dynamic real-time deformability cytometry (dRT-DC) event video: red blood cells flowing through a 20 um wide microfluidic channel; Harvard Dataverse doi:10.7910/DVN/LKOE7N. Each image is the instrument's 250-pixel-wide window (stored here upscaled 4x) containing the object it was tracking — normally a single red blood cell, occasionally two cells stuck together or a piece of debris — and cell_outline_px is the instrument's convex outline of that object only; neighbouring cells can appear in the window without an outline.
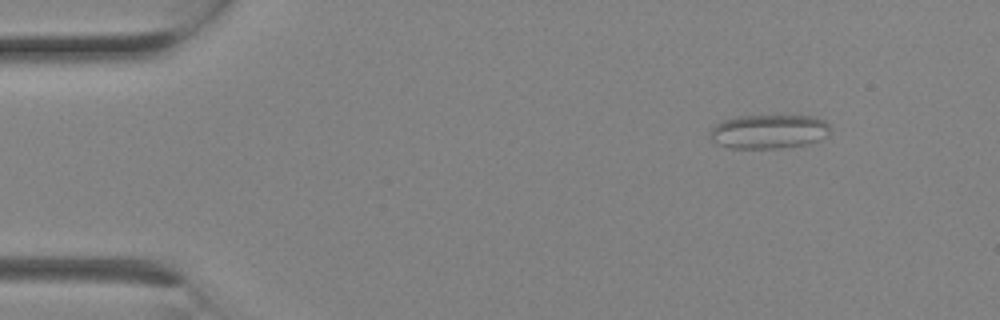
{"species": "Egyptian fruit bat (a non-hibernating species)", "species_latin": "Rousettus aegyptiacus", "temperature_condition": "room temperature", "stored_images_in_passage": 2, "camera_frame_rate_fps": 3000, "um_per_image_px": 0.085, "animal": {"sex": "female"}, "frame": {"image": 1, "passage_image": 1, "time_ms": 0.0, "image_size_px": [1000, 320], "cell_outline_px": [[828, 132], [824, 136], [808, 144], [780, 148], [728, 148], [716, 144], [712, 140], [712, 128], [716, 124], [724, 120], [736, 116], [812, 116], [824, 120], [828, 124]], "centroid_in_image_um": [65.32, 11.18], "position_along_channel_um": 19.7, "area_um2": 23.58}}